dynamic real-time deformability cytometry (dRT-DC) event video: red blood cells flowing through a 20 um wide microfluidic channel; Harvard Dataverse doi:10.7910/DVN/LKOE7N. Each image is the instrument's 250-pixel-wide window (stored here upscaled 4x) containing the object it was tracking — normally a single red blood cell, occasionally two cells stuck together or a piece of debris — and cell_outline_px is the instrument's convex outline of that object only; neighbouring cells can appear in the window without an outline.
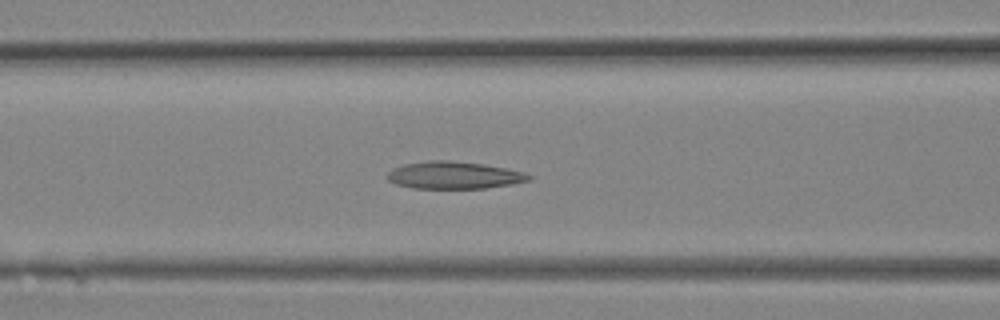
{"species": "Egyptian fruit bat (a non-hibernating species)", "species_latin": "Rousettus aegyptiacus", "temperature_condition": "room temperature", "stored_images_in_passage": 13, "camera_frame_rate_fps": 3000, "um_per_image_px": 0.085, "animal": {"sex": "female"}, "frame": {"image": 1, "passage_image": 11, "time_ms": 3.333, "image_size_px": [1000, 320], "cell_outline_px": [[532, 180], [512, 184], [484, 188], [412, 188], [396, 184], [388, 180], [384, 176], [392, 168], [404, 164], [428, 160], [448, 160], [484, 164], [508, 168], [524, 172], [532, 176]], "centroid_in_image_um": [38.58, 14.89], "position_along_channel_um": 128.0, "area_um2": 22.72}}
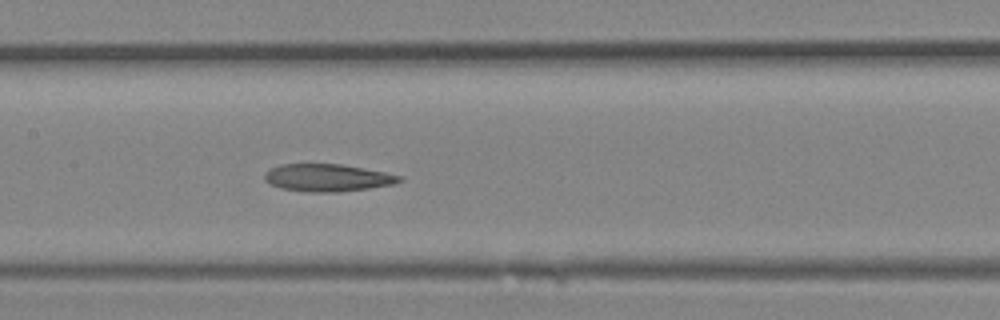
{"frame": {"image": 2, "passage_image": 13, "time_ms": 4.0, "image_size_px": [1000, 320], "cell_outline_px": [[404, 180], [392, 184], [368, 188], [340, 192], [308, 192], [280, 188], [264, 180], [264, 172], [268, 168], [280, 164], [340, 164], [384, 172], [404, 176]], "centroid_in_image_um": [27.81, 15.1], "position_along_channel_um": 179.6, "area_um2": 21.62}}